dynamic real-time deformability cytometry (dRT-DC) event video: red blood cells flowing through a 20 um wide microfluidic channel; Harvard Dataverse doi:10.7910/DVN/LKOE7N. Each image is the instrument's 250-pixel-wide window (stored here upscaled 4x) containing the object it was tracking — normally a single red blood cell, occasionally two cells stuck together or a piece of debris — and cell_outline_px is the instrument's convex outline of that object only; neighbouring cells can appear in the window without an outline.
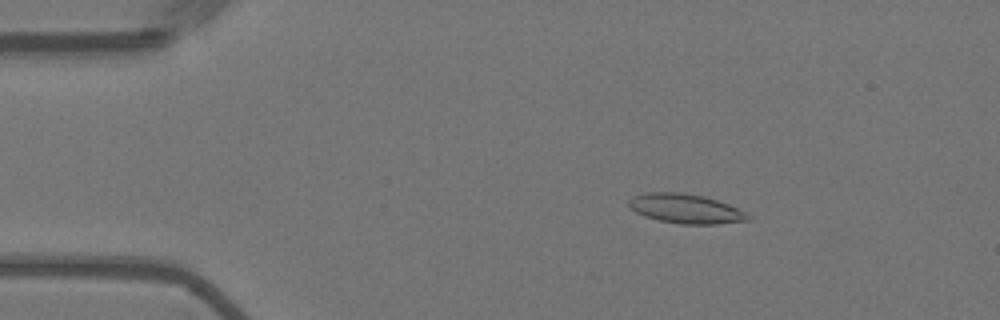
{"species": "Egyptian fruit bat (a non-hibernating species)", "species_latin": "Rousettus aegyptiacus", "temperature_condition": "warm", "stored_images_in_passage": 13, "camera_frame_rate_fps": 3000, "um_per_image_px": 0.085, "animal": {"sex": "female"}, "frame": {"image": 1, "passage_image": 9, "time_ms": 2.667, "image_size_px": [1000, 320], "cell_outline_px": [[752, 216], [748, 220], [716, 224], [680, 224], [660, 220], [644, 216], [636, 212], [628, 204], [628, 200], [644, 192], [684, 192], [704, 196], [728, 204], [748, 212]], "centroid_in_image_um": [58.31, 17.73], "position_along_channel_um": 26.7, "area_um2": 20.46}}